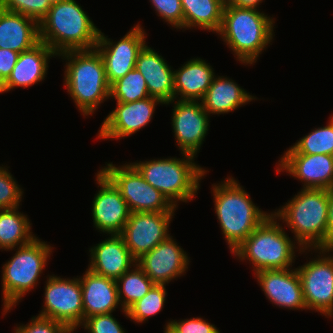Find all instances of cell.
I'll list each match as a JSON object with an SVG mask.
<instances>
[{
    "mask_svg": "<svg viewBox=\"0 0 333 333\" xmlns=\"http://www.w3.org/2000/svg\"><path fill=\"white\" fill-rule=\"evenodd\" d=\"M258 10L230 5L227 1L223 9L217 34L244 65H253L273 39L275 19Z\"/></svg>",
    "mask_w": 333,
    "mask_h": 333,
    "instance_id": "cell-1",
    "label": "cell"
},
{
    "mask_svg": "<svg viewBox=\"0 0 333 333\" xmlns=\"http://www.w3.org/2000/svg\"><path fill=\"white\" fill-rule=\"evenodd\" d=\"M99 32V28L75 0L52 5L39 23L40 41L57 55L67 51L95 49Z\"/></svg>",
    "mask_w": 333,
    "mask_h": 333,
    "instance_id": "cell-2",
    "label": "cell"
},
{
    "mask_svg": "<svg viewBox=\"0 0 333 333\" xmlns=\"http://www.w3.org/2000/svg\"><path fill=\"white\" fill-rule=\"evenodd\" d=\"M214 210L231 253L269 216L232 176L212 184Z\"/></svg>",
    "mask_w": 333,
    "mask_h": 333,
    "instance_id": "cell-3",
    "label": "cell"
},
{
    "mask_svg": "<svg viewBox=\"0 0 333 333\" xmlns=\"http://www.w3.org/2000/svg\"><path fill=\"white\" fill-rule=\"evenodd\" d=\"M58 57L66 60L64 85L68 94L83 116L92 115L110 98V85L101 55L91 49L67 51Z\"/></svg>",
    "mask_w": 333,
    "mask_h": 333,
    "instance_id": "cell-4",
    "label": "cell"
},
{
    "mask_svg": "<svg viewBox=\"0 0 333 333\" xmlns=\"http://www.w3.org/2000/svg\"><path fill=\"white\" fill-rule=\"evenodd\" d=\"M328 190L302 188L288 203L272 212L294 234L303 249L326 248Z\"/></svg>",
    "mask_w": 333,
    "mask_h": 333,
    "instance_id": "cell-5",
    "label": "cell"
},
{
    "mask_svg": "<svg viewBox=\"0 0 333 333\" xmlns=\"http://www.w3.org/2000/svg\"><path fill=\"white\" fill-rule=\"evenodd\" d=\"M284 230L271 213L232 253L241 261H249L254 273L292 268L295 251L302 254L312 252V249L298 248L295 245L297 242L289 238Z\"/></svg>",
    "mask_w": 333,
    "mask_h": 333,
    "instance_id": "cell-6",
    "label": "cell"
},
{
    "mask_svg": "<svg viewBox=\"0 0 333 333\" xmlns=\"http://www.w3.org/2000/svg\"><path fill=\"white\" fill-rule=\"evenodd\" d=\"M183 158H164L131 163L143 178L178 207V202H189L196 196L200 181L207 174L194 162L195 156L181 153Z\"/></svg>",
    "mask_w": 333,
    "mask_h": 333,
    "instance_id": "cell-7",
    "label": "cell"
},
{
    "mask_svg": "<svg viewBox=\"0 0 333 333\" xmlns=\"http://www.w3.org/2000/svg\"><path fill=\"white\" fill-rule=\"evenodd\" d=\"M53 247L35 237L30 243L18 246L14 256L3 264L2 270V302L3 313L17 305L23 297L37 286L40 275L47 266Z\"/></svg>",
    "mask_w": 333,
    "mask_h": 333,
    "instance_id": "cell-8",
    "label": "cell"
},
{
    "mask_svg": "<svg viewBox=\"0 0 333 333\" xmlns=\"http://www.w3.org/2000/svg\"><path fill=\"white\" fill-rule=\"evenodd\" d=\"M100 171L115 185L131 212H175L176 208L130 163H107Z\"/></svg>",
    "mask_w": 333,
    "mask_h": 333,
    "instance_id": "cell-9",
    "label": "cell"
},
{
    "mask_svg": "<svg viewBox=\"0 0 333 333\" xmlns=\"http://www.w3.org/2000/svg\"><path fill=\"white\" fill-rule=\"evenodd\" d=\"M317 258L297 267L307 310L333 317V248L312 249ZM328 253V254H327Z\"/></svg>",
    "mask_w": 333,
    "mask_h": 333,
    "instance_id": "cell-10",
    "label": "cell"
},
{
    "mask_svg": "<svg viewBox=\"0 0 333 333\" xmlns=\"http://www.w3.org/2000/svg\"><path fill=\"white\" fill-rule=\"evenodd\" d=\"M44 292V307L40 317L53 319L76 331L83 323L82 286L79 278L48 275Z\"/></svg>",
    "mask_w": 333,
    "mask_h": 333,
    "instance_id": "cell-11",
    "label": "cell"
},
{
    "mask_svg": "<svg viewBox=\"0 0 333 333\" xmlns=\"http://www.w3.org/2000/svg\"><path fill=\"white\" fill-rule=\"evenodd\" d=\"M146 37L139 23L117 42H113L100 30L95 49L102 57L110 86L135 69L138 54L147 44Z\"/></svg>",
    "mask_w": 333,
    "mask_h": 333,
    "instance_id": "cell-12",
    "label": "cell"
},
{
    "mask_svg": "<svg viewBox=\"0 0 333 333\" xmlns=\"http://www.w3.org/2000/svg\"><path fill=\"white\" fill-rule=\"evenodd\" d=\"M174 215V212H131L120 235L136 260L170 236L169 224Z\"/></svg>",
    "mask_w": 333,
    "mask_h": 333,
    "instance_id": "cell-13",
    "label": "cell"
},
{
    "mask_svg": "<svg viewBox=\"0 0 333 333\" xmlns=\"http://www.w3.org/2000/svg\"><path fill=\"white\" fill-rule=\"evenodd\" d=\"M172 103L171 124L179 150L197 157L210 127V115L200 101L174 99L165 105Z\"/></svg>",
    "mask_w": 333,
    "mask_h": 333,
    "instance_id": "cell-14",
    "label": "cell"
},
{
    "mask_svg": "<svg viewBox=\"0 0 333 333\" xmlns=\"http://www.w3.org/2000/svg\"><path fill=\"white\" fill-rule=\"evenodd\" d=\"M285 171L303 182L302 188H333V155L301 154L291 146L276 166L277 173Z\"/></svg>",
    "mask_w": 333,
    "mask_h": 333,
    "instance_id": "cell-15",
    "label": "cell"
},
{
    "mask_svg": "<svg viewBox=\"0 0 333 333\" xmlns=\"http://www.w3.org/2000/svg\"><path fill=\"white\" fill-rule=\"evenodd\" d=\"M116 108L109 113L100 126L99 139H122L128 137L149 124L155 113V107L161 100L148 97L130 103L116 102Z\"/></svg>",
    "mask_w": 333,
    "mask_h": 333,
    "instance_id": "cell-16",
    "label": "cell"
},
{
    "mask_svg": "<svg viewBox=\"0 0 333 333\" xmlns=\"http://www.w3.org/2000/svg\"><path fill=\"white\" fill-rule=\"evenodd\" d=\"M96 183L100 189L92 201V219L100 233L121 234L131 211L115 185L99 170Z\"/></svg>",
    "mask_w": 333,
    "mask_h": 333,
    "instance_id": "cell-17",
    "label": "cell"
},
{
    "mask_svg": "<svg viewBox=\"0 0 333 333\" xmlns=\"http://www.w3.org/2000/svg\"><path fill=\"white\" fill-rule=\"evenodd\" d=\"M190 258L186 252L169 236L150 252L137 259V265L155 283H170L171 280L186 273Z\"/></svg>",
    "mask_w": 333,
    "mask_h": 333,
    "instance_id": "cell-18",
    "label": "cell"
},
{
    "mask_svg": "<svg viewBox=\"0 0 333 333\" xmlns=\"http://www.w3.org/2000/svg\"><path fill=\"white\" fill-rule=\"evenodd\" d=\"M254 276L274 305L288 310H307L297 269L262 270Z\"/></svg>",
    "mask_w": 333,
    "mask_h": 333,
    "instance_id": "cell-19",
    "label": "cell"
},
{
    "mask_svg": "<svg viewBox=\"0 0 333 333\" xmlns=\"http://www.w3.org/2000/svg\"><path fill=\"white\" fill-rule=\"evenodd\" d=\"M88 269L95 274L117 280L132 269L137 260L132 256L120 234H111L89 249Z\"/></svg>",
    "mask_w": 333,
    "mask_h": 333,
    "instance_id": "cell-20",
    "label": "cell"
},
{
    "mask_svg": "<svg viewBox=\"0 0 333 333\" xmlns=\"http://www.w3.org/2000/svg\"><path fill=\"white\" fill-rule=\"evenodd\" d=\"M58 56L47 44L39 42L29 50L19 54L16 65L8 79L0 86V93L14 88H27L45 80L48 62L51 57Z\"/></svg>",
    "mask_w": 333,
    "mask_h": 333,
    "instance_id": "cell-21",
    "label": "cell"
},
{
    "mask_svg": "<svg viewBox=\"0 0 333 333\" xmlns=\"http://www.w3.org/2000/svg\"><path fill=\"white\" fill-rule=\"evenodd\" d=\"M135 68L143 75L150 97L164 104L175 99L174 69L147 44L139 52Z\"/></svg>",
    "mask_w": 333,
    "mask_h": 333,
    "instance_id": "cell-22",
    "label": "cell"
},
{
    "mask_svg": "<svg viewBox=\"0 0 333 333\" xmlns=\"http://www.w3.org/2000/svg\"><path fill=\"white\" fill-rule=\"evenodd\" d=\"M82 286L83 321L93 315L113 313L122 306L116 280L93 273L88 268L79 277Z\"/></svg>",
    "mask_w": 333,
    "mask_h": 333,
    "instance_id": "cell-23",
    "label": "cell"
},
{
    "mask_svg": "<svg viewBox=\"0 0 333 333\" xmlns=\"http://www.w3.org/2000/svg\"><path fill=\"white\" fill-rule=\"evenodd\" d=\"M40 42L39 23L0 7V48L21 53Z\"/></svg>",
    "mask_w": 333,
    "mask_h": 333,
    "instance_id": "cell-24",
    "label": "cell"
},
{
    "mask_svg": "<svg viewBox=\"0 0 333 333\" xmlns=\"http://www.w3.org/2000/svg\"><path fill=\"white\" fill-rule=\"evenodd\" d=\"M215 76L212 66L205 60L190 59L174 70L175 99L200 101Z\"/></svg>",
    "mask_w": 333,
    "mask_h": 333,
    "instance_id": "cell-25",
    "label": "cell"
},
{
    "mask_svg": "<svg viewBox=\"0 0 333 333\" xmlns=\"http://www.w3.org/2000/svg\"><path fill=\"white\" fill-rule=\"evenodd\" d=\"M257 99L247 93L235 81L224 76H215L212 84L200 100L204 110L210 115L227 114L244 104Z\"/></svg>",
    "mask_w": 333,
    "mask_h": 333,
    "instance_id": "cell-26",
    "label": "cell"
},
{
    "mask_svg": "<svg viewBox=\"0 0 333 333\" xmlns=\"http://www.w3.org/2000/svg\"><path fill=\"white\" fill-rule=\"evenodd\" d=\"M183 30L198 28L218 33L226 0H181Z\"/></svg>",
    "mask_w": 333,
    "mask_h": 333,
    "instance_id": "cell-27",
    "label": "cell"
},
{
    "mask_svg": "<svg viewBox=\"0 0 333 333\" xmlns=\"http://www.w3.org/2000/svg\"><path fill=\"white\" fill-rule=\"evenodd\" d=\"M19 207L0 209V250H9L30 243L36 236L31 232L27 215Z\"/></svg>",
    "mask_w": 333,
    "mask_h": 333,
    "instance_id": "cell-28",
    "label": "cell"
},
{
    "mask_svg": "<svg viewBox=\"0 0 333 333\" xmlns=\"http://www.w3.org/2000/svg\"><path fill=\"white\" fill-rule=\"evenodd\" d=\"M133 268L116 280L122 310H127L132 304L143 298L155 284L137 263Z\"/></svg>",
    "mask_w": 333,
    "mask_h": 333,
    "instance_id": "cell-29",
    "label": "cell"
},
{
    "mask_svg": "<svg viewBox=\"0 0 333 333\" xmlns=\"http://www.w3.org/2000/svg\"><path fill=\"white\" fill-rule=\"evenodd\" d=\"M165 286L164 284H154L143 298L122 312L135 323L148 321V318L157 315L164 306L167 295Z\"/></svg>",
    "mask_w": 333,
    "mask_h": 333,
    "instance_id": "cell-30",
    "label": "cell"
},
{
    "mask_svg": "<svg viewBox=\"0 0 333 333\" xmlns=\"http://www.w3.org/2000/svg\"><path fill=\"white\" fill-rule=\"evenodd\" d=\"M150 97L143 75L135 68L110 86V99L130 103Z\"/></svg>",
    "mask_w": 333,
    "mask_h": 333,
    "instance_id": "cell-31",
    "label": "cell"
},
{
    "mask_svg": "<svg viewBox=\"0 0 333 333\" xmlns=\"http://www.w3.org/2000/svg\"><path fill=\"white\" fill-rule=\"evenodd\" d=\"M292 147L301 154L333 155V114L326 126L313 129Z\"/></svg>",
    "mask_w": 333,
    "mask_h": 333,
    "instance_id": "cell-32",
    "label": "cell"
},
{
    "mask_svg": "<svg viewBox=\"0 0 333 333\" xmlns=\"http://www.w3.org/2000/svg\"><path fill=\"white\" fill-rule=\"evenodd\" d=\"M50 0H0L4 10L20 13L40 23L51 8Z\"/></svg>",
    "mask_w": 333,
    "mask_h": 333,
    "instance_id": "cell-33",
    "label": "cell"
},
{
    "mask_svg": "<svg viewBox=\"0 0 333 333\" xmlns=\"http://www.w3.org/2000/svg\"><path fill=\"white\" fill-rule=\"evenodd\" d=\"M8 171V167L0 166V209L17 208L23 200V189Z\"/></svg>",
    "mask_w": 333,
    "mask_h": 333,
    "instance_id": "cell-34",
    "label": "cell"
},
{
    "mask_svg": "<svg viewBox=\"0 0 333 333\" xmlns=\"http://www.w3.org/2000/svg\"><path fill=\"white\" fill-rule=\"evenodd\" d=\"M157 15L176 29L183 28L181 0H149Z\"/></svg>",
    "mask_w": 333,
    "mask_h": 333,
    "instance_id": "cell-35",
    "label": "cell"
},
{
    "mask_svg": "<svg viewBox=\"0 0 333 333\" xmlns=\"http://www.w3.org/2000/svg\"><path fill=\"white\" fill-rule=\"evenodd\" d=\"M165 326L171 333H220L214 324L201 317L171 320Z\"/></svg>",
    "mask_w": 333,
    "mask_h": 333,
    "instance_id": "cell-36",
    "label": "cell"
},
{
    "mask_svg": "<svg viewBox=\"0 0 333 333\" xmlns=\"http://www.w3.org/2000/svg\"><path fill=\"white\" fill-rule=\"evenodd\" d=\"M30 323L15 327L14 333H73L60 322L40 316L32 317Z\"/></svg>",
    "mask_w": 333,
    "mask_h": 333,
    "instance_id": "cell-37",
    "label": "cell"
},
{
    "mask_svg": "<svg viewBox=\"0 0 333 333\" xmlns=\"http://www.w3.org/2000/svg\"><path fill=\"white\" fill-rule=\"evenodd\" d=\"M81 326L88 333H126L112 313L90 316Z\"/></svg>",
    "mask_w": 333,
    "mask_h": 333,
    "instance_id": "cell-38",
    "label": "cell"
},
{
    "mask_svg": "<svg viewBox=\"0 0 333 333\" xmlns=\"http://www.w3.org/2000/svg\"><path fill=\"white\" fill-rule=\"evenodd\" d=\"M18 52L0 48V86L8 79L13 67L16 65Z\"/></svg>",
    "mask_w": 333,
    "mask_h": 333,
    "instance_id": "cell-39",
    "label": "cell"
},
{
    "mask_svg": "<svg viewBox=\"0 0 333 333\" xmlns=\"http://www.w3.org/2000/svg\"><path fill=\"white\" fill-rule=\"evenodd\" d=\"M326 248H333V188L328 190Z\"/></svg>",
    "mask_w": 333,
    "mask_h": 333,
    "instance_id": "cell-40",
    "label": "cell"
},
{
    "mask_svg": "<svg viewBox=\"0 0 333 333\" xmlns=\"http://www.w3.org/2000/svg\"><path fill=\"white\" fill-rule=\"evenodd\" d=\"M227 2L230 5H234L237 7L259 9V5L261 2H263V0H228Z\"/></svg>",
    "mask_w": 333,
    "mask_h": 333,
    "instance_id": "cell-41",
    "label": "cell"
},
{
    "mask_svg": "<svg viewBox=\"0 0 333 333\" xmlns=\"http://www.w3.org/2000/svg\"><path fill=\"white\" fill-rule=\"evenodd\" d=\"M64 1H66V0H50V3H51V5H55V4H58L60 2H64Z\"/></svg>",
    "mask_w": 333,
    "mask_h": 333,
    "instance_id": "cell-42",
    "label": "cell"
},
{
    "mask_svg": "<svg viewBox=\"0 0 333 333\" xmlns=\"http://www.w3.org/2000/svg\"><path fill=\"white\" fill-rule=\"evenodd\" d=\"M164 333H171V332L168 329H165Z\"/></svg>",
    "mask_w": 333,
    "mask_h": 333,
    "instance_id": "cell-43",
    "label": "cell"
}]
</instances>
